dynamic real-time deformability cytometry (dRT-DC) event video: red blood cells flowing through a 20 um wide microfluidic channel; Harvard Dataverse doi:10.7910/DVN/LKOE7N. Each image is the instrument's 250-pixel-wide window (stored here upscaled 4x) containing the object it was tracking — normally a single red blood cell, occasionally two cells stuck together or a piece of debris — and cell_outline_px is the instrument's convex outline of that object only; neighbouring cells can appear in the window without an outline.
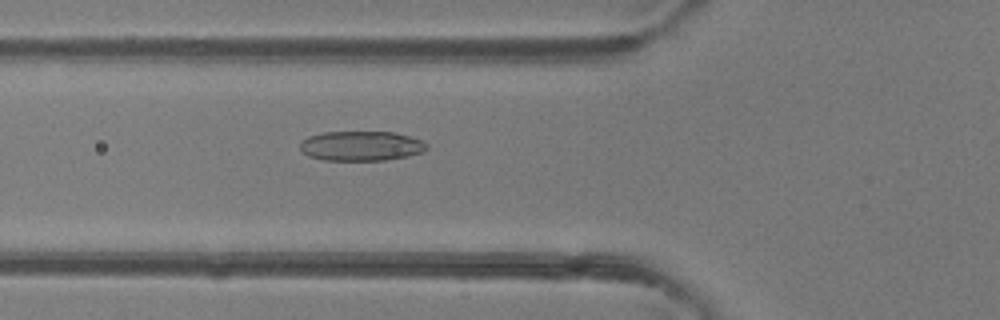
{"species": "common noctule bat (a hibernating species)", "species_latin": "Nyctalus noctula", "temperature_condition": "room temperature", "stored_images_in_passage": 39, "camera_frame_rate_fps": 3000, "um_per_image_px": 0.085, "animal": {"sex": "female"}, "frame": {"image": 1, "passage_image": 9, "time_ms": 2.667, "image_size_px": [1000, 320], "cell_outline_px": [[428, 148], [424, 152], [408, 156], [384, 160], [324, 160], [308, 156], [300, 148], [300, 140], [308, 136], [324, 132], [392, 132], [408, 136], [420, 140], [428, 144]], "centroid_in_image_um": [30.69, 12.4], "position_along_channel_um": 95.1, "area_um2": 21.96}}
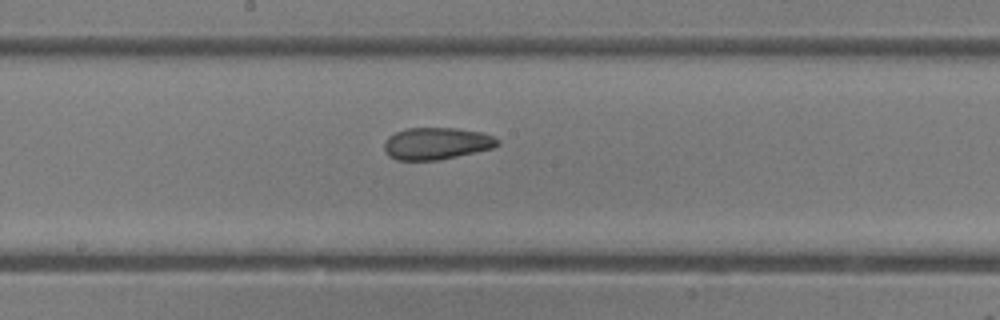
{"frame": {"image": 2, "passage_image": 17, "time_ms": 5.333, "image_size_px": [1000, 320], "cell_outline_px": [[500, 144], [492, 148], [440, 160], [396, 160], [388, 156], [384, 152], [384, 140], [388, 136], [396, 132], [408, 128], [456, 128], [484, 132], [500, 140]], "centroid_in_image_um": [37.09, 12.19], "position_along_channel_um": 211.1, "area_um2": 21.33}}
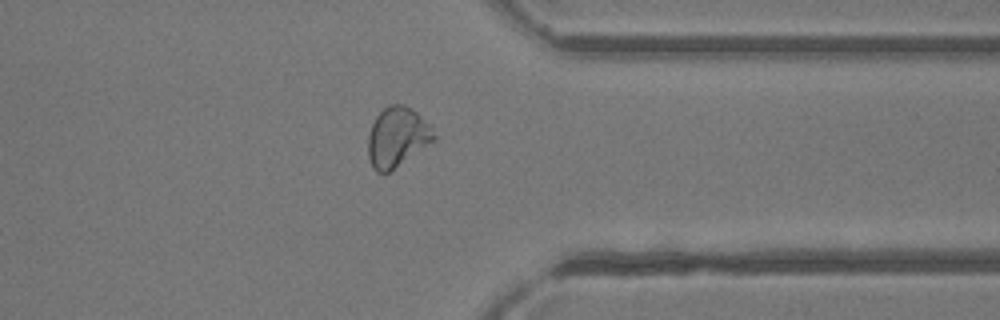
{"frame": {"image": 3, "passage_image": 29, "time_ms": 9.333, "image_size_px": [1000, 320], "cell_outline_px": [[436, 140], [388, 172], [376, 172], [372, 168], [368, 156], [368, 136], [372, 124], [376, 116], [388, 104], [404, 104], [412, 108], [432, 128], [436, 136]], "centroid_in_image_um": [33.75, 11.64], "position_along_channel_um": 377.6, "area_um2": 22.83}, "authors_computed_cell_mechanics": {"area_um2": 22.6576, "velocity_mm_per_s": 4.3219, "shape_relaxation_time_tau1_ms": 3.424, "shape_relaxation_time_tau2_ms": 3.0915, "deformation_change_tau1": 0.0902, "deformation_change_tau2": 0.096}}